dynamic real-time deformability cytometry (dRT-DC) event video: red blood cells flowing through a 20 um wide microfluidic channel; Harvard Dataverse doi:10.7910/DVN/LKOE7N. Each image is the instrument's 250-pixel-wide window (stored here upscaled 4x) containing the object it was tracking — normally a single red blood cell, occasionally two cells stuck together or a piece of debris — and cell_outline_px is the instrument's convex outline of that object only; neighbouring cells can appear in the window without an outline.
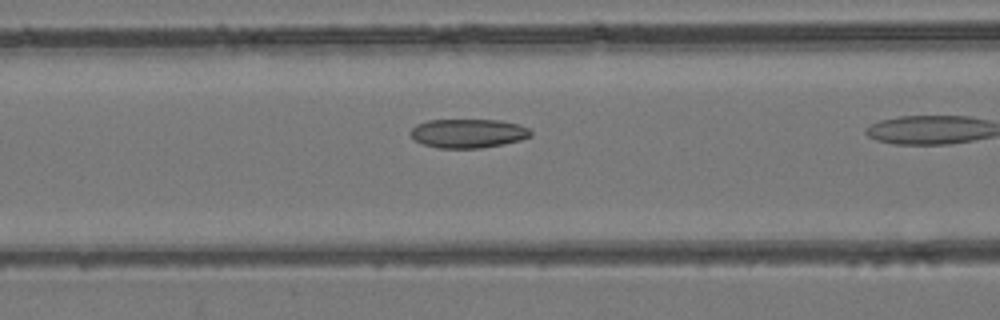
{"species": "common noctule bat (a hibernating species)", "species_latin": "Nyctalus noctula", "temperature_condition": "room temperature", "stored_images_in_passage": 21, "camera_frame_rate_fps": 3000, "um_per_image_px": 0.085, "animal": {"sex": "female", "body_mass_g": 24.6, "forearm_length_mm": 56.2}, "frame": {"image": 1, "passage_image": 18, "time_ms": 5.667, "image_size_px": [1000, 320], "cell_outline_px": [[532, 136], [520, 140], [504, 144], [480, 148], [436, 148], [424, 144], [416, 140], [408, 132], [416, 124], [428, 120], [500, 120], [516, 124], [528, 128], [532, 132]], "centroid_in_image_um": [39.78, 11.33], "position_along_channel_um": 126.8, "area_um2": 20.29}}